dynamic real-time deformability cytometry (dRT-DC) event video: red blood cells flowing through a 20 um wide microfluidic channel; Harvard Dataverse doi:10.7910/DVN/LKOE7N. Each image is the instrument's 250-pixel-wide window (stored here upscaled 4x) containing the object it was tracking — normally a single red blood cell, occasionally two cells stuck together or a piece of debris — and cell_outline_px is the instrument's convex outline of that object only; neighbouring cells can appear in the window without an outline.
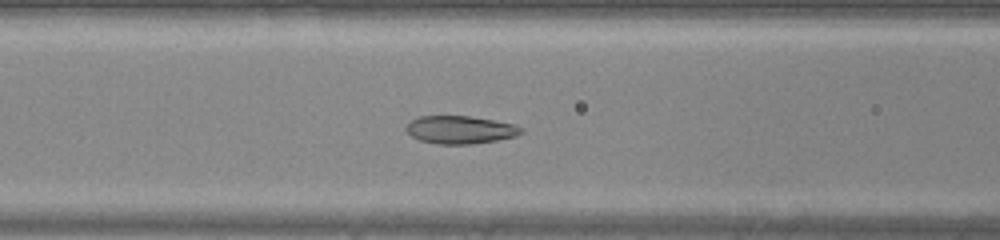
{"species": "common noctule bat (a hibernating species)", "species_latin": "Nyctalus noctula", "temperature_condition": "warm", "stored_images_in_passage": 32, "camera_frame_rate_fps": 3000, "um_per_image_px": 0.085, "animal": {"sex": "male", "body_mass_g": 20.0, "forearm_length_mm": 53.3}, "frame": {"image": 1, "passage_image": 6, "time_ms": 1.667, "image_size_px": [1000, 240], "cell_outline_px": [[524, 132], [516, 136], [496, 140], [472, 144], [436, 144], [420, 140], [412, 136], [404, 128], [416, 116], [468, 116], [516, 124], [524, 128]], "centroid_in_image_um": [39.14, 11.03], "position_along_channel_um": 127.5, "area_um2": 18.73}}
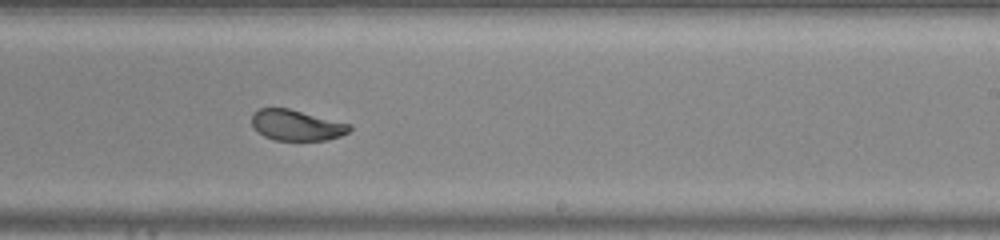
{"frame": {"image": 2, "passage_image": 15, "time_ms": 4.667, "image_size_px": [1000, 240], "cell_outline_px": [[352, 128], [348, 132], [340, 136], [324, 140], [276, 140], [264, 136], [252, 128], [252, 116], [260, 108], [288, 108], [352, 124]], "centroid_in_image_um": [25.21, 10.64], "position_along_channel_um": 263.8, "area_um2": 17.46}}
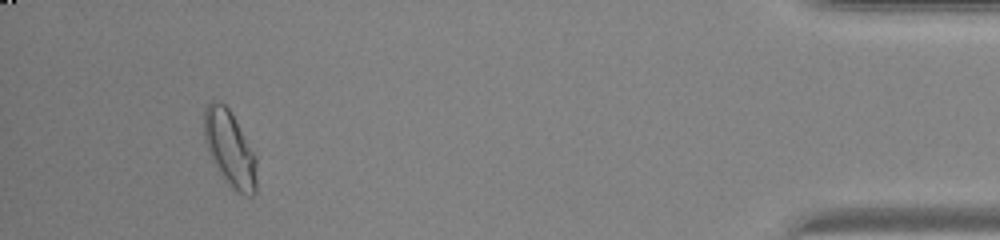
{"frame": {"image": 3, "passage_image": 29, "time_ms": 9.333, "image_size_px": [1000, 240], "cell_outline_px": [[256, 192], [252, 196], [248, 196], [232, 188], [228, 184], [212, 160], [204, 140], [204, 108], [212, 100], [216, 100], [224, 104], [232, 112], [256, 156]], "centroid_in_image_um": [19.53, 12.6], "position_along_channel_um": 415.7, "area_um2": 23.12}}